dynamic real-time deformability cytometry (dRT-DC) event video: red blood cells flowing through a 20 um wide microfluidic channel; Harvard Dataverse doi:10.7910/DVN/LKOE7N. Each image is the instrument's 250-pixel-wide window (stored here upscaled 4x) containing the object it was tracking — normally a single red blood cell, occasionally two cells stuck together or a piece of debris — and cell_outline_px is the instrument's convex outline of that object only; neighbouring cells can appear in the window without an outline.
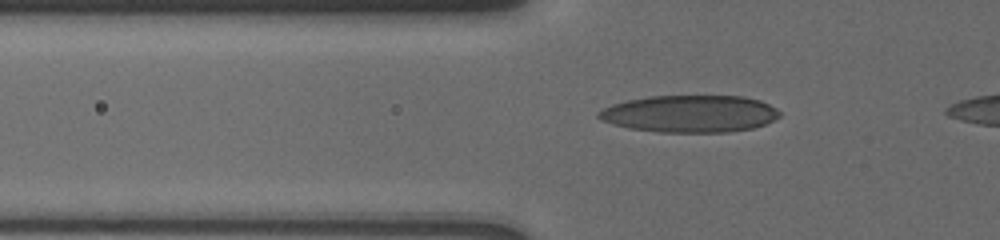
{"species": "human", "species_latin": "Homo sapiens", "temperature_condition": "cold", "stored_images_in_passage": 43, "camera_frame_rate_fps": 3000, "um_per_image_px": 0.085, "donor": {"sex": "male"}, "frame": {"image": 1, "passage_image": 9, "time_ms": 2.667, "image_size_px": [1000, 240], "cell_outline_px": [[780, 116], [764, 124], [752, 128], [728, 132], [660, 132], [628, 128], [612, 124], [600, 120], [596, 116], [596, 112], [612, 104], [628, 100], [648, 96], [744, 96], [760, 100], [776, 108], [780, 112]], "centroid_in_image_um": [58.61, 9.67], "position_along_channel_um": 67.2, "area_um2": 39.25}}
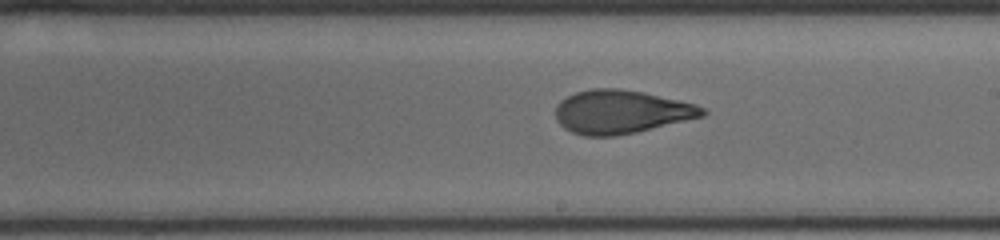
{"frame": {"image": 2, "passage_image": 29, "time_ms": 7.333, "image_size_px": [1000, 240], "cell_outline_px": [[708, 112], [704, 116], [636, 132], [616, 136], [584, 136], [572, 132], [564, 128], [556, 120], [556, 104], [560, 100], [576, 92], [592, 88], [620, 88], [644, 92], [692, 104], [704, 108]], "centroid_in_image_um": [52.75, 9.51], "position_along_channel_um": 236.3, "area_um2": 37.11}}
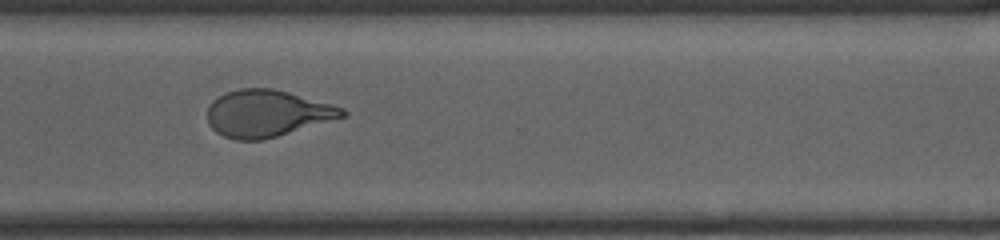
{"frame": {"image": 3, "passage_image": 42, "time_ms": 10.333, "image_size_px": [1000, 240], "cell_outline_px": [[348, 116], [276, 136], [260, 140], [236, 140], [224, 136], [216, 132], [208, 124], [208, 104], [212, 100], [228, 92], [240, 88], [272, 88], [288, 92], [332, 104], [344, 108], [348, 112]], "centroid_in_image_um": [22.71, 9.64], "position_along_channel_um": 347.9, "area_um2": 36.76}}